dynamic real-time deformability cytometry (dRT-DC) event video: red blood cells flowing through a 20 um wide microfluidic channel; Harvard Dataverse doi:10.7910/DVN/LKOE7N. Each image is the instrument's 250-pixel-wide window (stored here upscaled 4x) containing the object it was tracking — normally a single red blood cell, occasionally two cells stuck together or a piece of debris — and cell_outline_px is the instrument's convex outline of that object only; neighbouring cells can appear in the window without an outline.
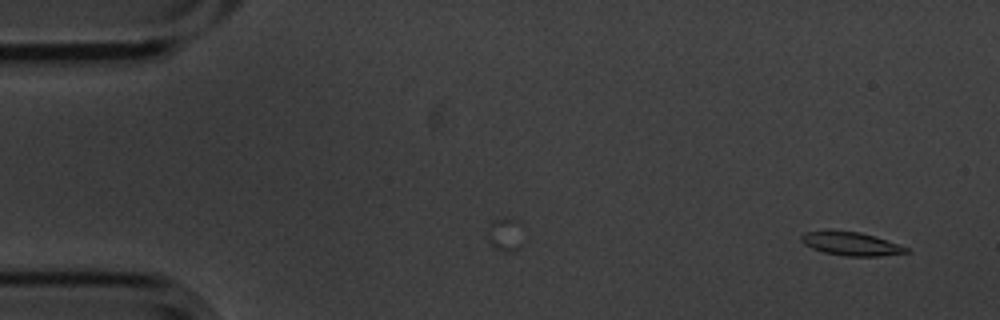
{"species": "common noctule bat (a hibernating species)", "species_latin": "Nyctalus noctula", "temperature_condition": "cold", "stored_images_in_passage": 3, "camera_frame_rate_fps": 3000, "um_per_image_px": 0.085, "animal": {"sex": "male", "body_mass_g": 20.1, "forearm_length_mm": 53.5}, "frame": {"image": 1, "passage_image": 3, "time_ms": 0.667, "image_size_px": [1000, 320], "cell_outline_px": [[912, 252], [880, 256], [848, 256], [824, 252], [812, 248], [804, 244], [800, 240], [800, 236], [804, 232], [860, 232], [908, 248]], "centroid_in_image_um": [72.34, 20.75], "position_along_channel_um": 12.7, "area_um2": 13.76}}